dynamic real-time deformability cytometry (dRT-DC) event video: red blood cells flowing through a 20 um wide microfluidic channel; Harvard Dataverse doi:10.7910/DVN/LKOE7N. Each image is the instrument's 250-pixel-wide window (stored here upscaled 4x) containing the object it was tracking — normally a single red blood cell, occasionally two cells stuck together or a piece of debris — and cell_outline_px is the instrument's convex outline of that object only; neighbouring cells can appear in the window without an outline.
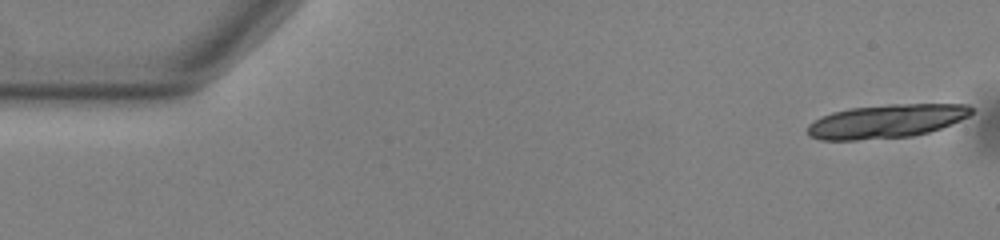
{"species": "common noctule bat (a hibernating species)", "species_latin": "Nyctalus noctula", "temperature_condition": "warm", "stored_images_in_passage": 17, "camera_frame_rate_fps": 3000, "um_per_image_px": 0.085, "animal": {"sex": "male", "body_mass_g": 13.0, "forearm_length_mm": 53.1}, "frame": {"image": 1, "passage_image": 1, "time_ms": 0.0, "image_size_px": [1000, 240], "cell_outline_px": [[972, 112], [968, 116], [960, 120], [940, 128], [928, 132], [912, 136], [856, 140], [820, 140], [808, 136], [808, 124], [820, 116], [832, 112], [852, 108], [888, 104], [968, 104], [972, 108]], "centroid_in_image_um": [75.3, 10.3], "position_along_channel_um": 9.7, "area_um2": 32.08}}